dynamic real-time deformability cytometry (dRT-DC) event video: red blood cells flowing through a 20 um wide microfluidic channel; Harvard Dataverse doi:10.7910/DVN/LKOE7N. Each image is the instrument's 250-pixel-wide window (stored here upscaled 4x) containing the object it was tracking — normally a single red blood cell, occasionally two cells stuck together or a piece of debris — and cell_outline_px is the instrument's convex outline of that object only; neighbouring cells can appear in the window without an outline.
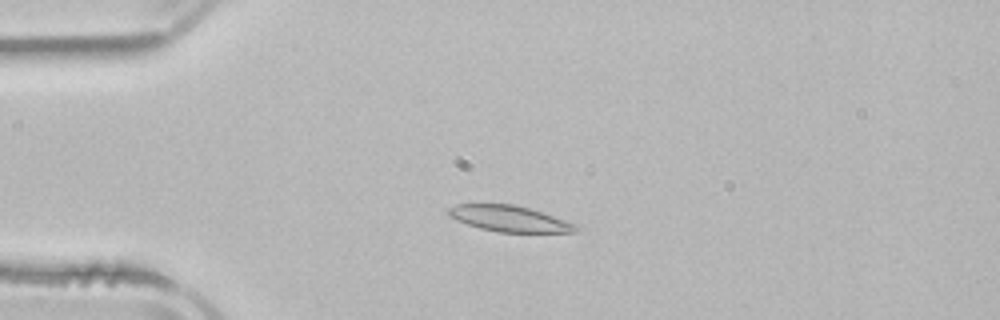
{"species": "common noctule bat (a hibernating species)", "species_latin": "Nyctalus noctula", "temperature_condition": "room temperature", "stored_images_in_passage": 7, "camera_frame_rate_fps": 3000, "um_per_image_px": 0.085, "animal": {"sex": "male", "body_mass_g": 21.5, "forearm_length_mm": 52.0}, "frame": {"image": 1, "passage_image": 4, "time_ms": 4.0, "image_size_px": [1000, 320], "cell_outline_px": [[584, 228], [576, 232], [496, 232], [480, 228], [456, 220], [448, 216], [448, 208], [456, 204], [512, 204], [528, 208], [576, 224]], "centroid_in_image_um": [43.3, 18.59], "position_along_channel_um": 41.7, "area_um2": 19.19}}
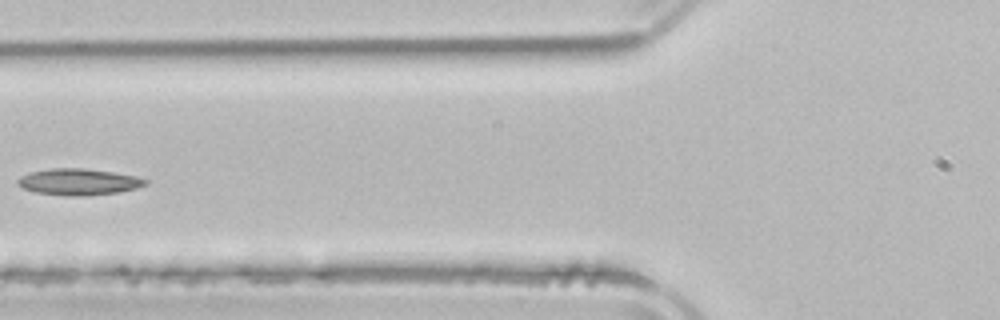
{"frame": {"image": 2, "passage_image": 6, "time_ms": 6.667, "image_size_px": [1000, 320], "cell_outline_px": [[148, 184], [136, 188], [120, 192], [84, 196], [68, 196], [36, 192], [20, 188], [16, 184], [16, 180], [20, 176], [28, 172], [52, 168], [84, 168], [112, 172], [136, 176], [148, 180]], "centroid_in_image_um": [6.64, 15.46], "position_along_channel_um": 119.2, "area_um2": 19.88}}
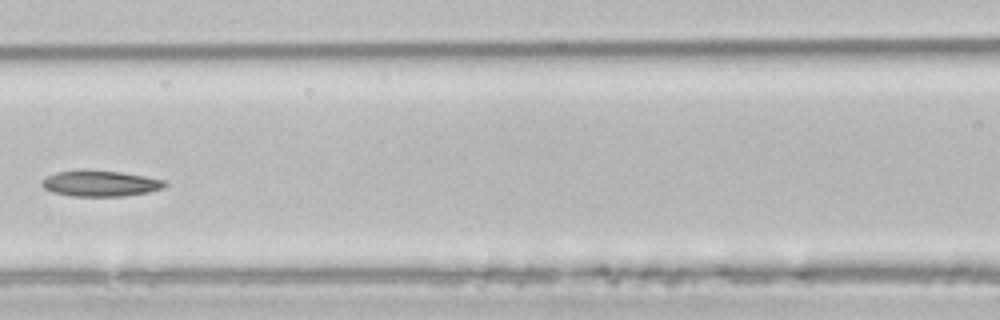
{"frame": {"image": 3, "passage_image": 7, "time_ms": 7.667, "image_size_px": [1000, 320], "cell_outline_px": [[168, 184], [164, 188], [148, 192], [124, 196], [72, 196], [52, 192], [44, 188], [40, 184], [48, 176], [56, 172], [80, 168], [88, 168], [120, 172], [144, 176], [164, 180]], "centroid_in_image_um": [8.51, 15.57], "position_along_channel_um": 158.1, "area_um2": 18.9}}